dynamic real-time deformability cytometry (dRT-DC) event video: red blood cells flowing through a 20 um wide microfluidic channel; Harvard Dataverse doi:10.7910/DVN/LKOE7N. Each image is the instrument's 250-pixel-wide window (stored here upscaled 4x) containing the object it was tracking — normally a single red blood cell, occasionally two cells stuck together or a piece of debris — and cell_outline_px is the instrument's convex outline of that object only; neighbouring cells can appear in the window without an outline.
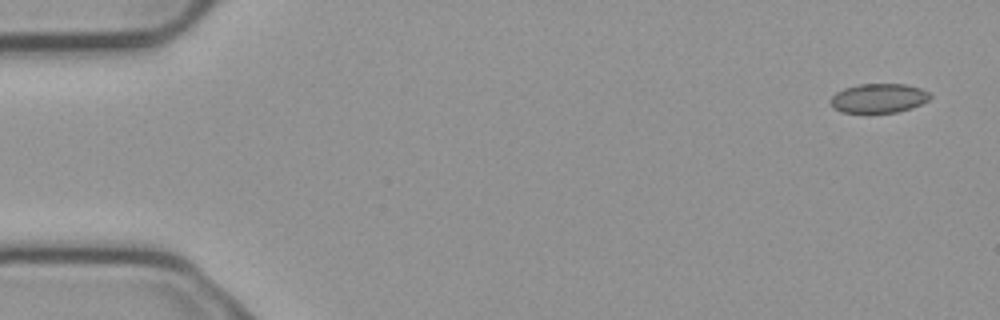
{"species": "common noctule bat (a hibernating species)", "species_latin": "Nyctalus noctula", "temperature_condition": "cold", "stored_images_in_passage": 5, "camera_frame_rate_fps": 3000, "um_per_image_px": 0.085, "animal": {"sex": "male", "body_mass_g": 23.1, "forearm_length_mm": 52.7}, "frame": {"image": 1, "passage_image": 1, "time_ms": 0.0, "image_size_px": [1000, 320], "cell_outline_px": [[932, 96], [928, 100], [912, 108], [896, 112], [840, 112], [832, 108], [832, 96], [836, 92], [844, 88], [860, 84], [904, 84], [920, 88], [928, 92]], "centroid_in_image_um": [74.69, 8.34], "position_along_channel_um": 10.3, "area_um2": 16.82}}
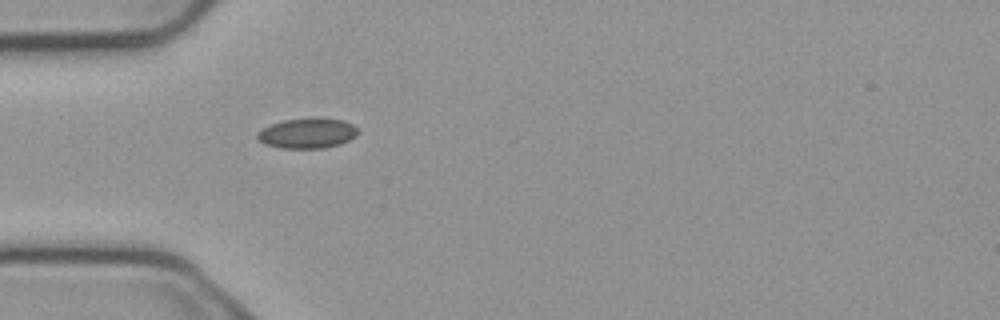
{"frame": {"image": 2, "passage_image": 5, "time_ms": 1.333, "image_size_px": [1000, 320], "cell_outline_px": [[360, 132], [356, 136], [340, 144], [324, 148], [280, 148], [264, 144], [256, 136], [256, 132], [272, 124], [284, 120], [344, 120], [352, 124]], "centroid_in_image_um": [26.12, 11.37], "position_along_channel_um": 58.9, "area_um2": 17.11}}